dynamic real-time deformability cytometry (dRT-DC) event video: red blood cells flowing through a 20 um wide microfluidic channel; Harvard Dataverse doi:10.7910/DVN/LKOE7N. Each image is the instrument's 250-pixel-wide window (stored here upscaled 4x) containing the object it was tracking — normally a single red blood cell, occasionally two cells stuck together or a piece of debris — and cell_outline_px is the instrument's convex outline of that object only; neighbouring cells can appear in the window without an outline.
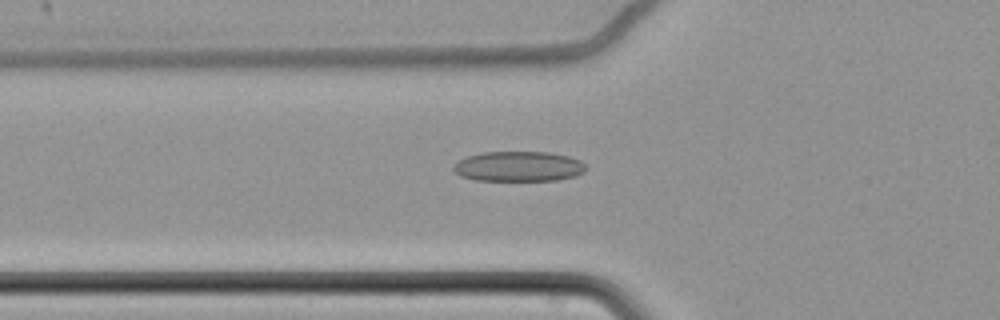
{"species": "common noctule bat (a hibernating species)", "species_latin": "Nyctalus noctula", "temperature_condition": "cold", "stored_images_in_passage": 63, "camera_frame_rate_fps": 3000, "um_per_image_px": 0.085, "animal": {"sex": "female", "body_mass_g": 22.7, "forearm_length_mm": 54.2}, "frame": {"image": 1, "passage_image": 25, "time_ms": 8.0, "image_size_px": [1000, 320], "cell_outline_px": [[584, 172], [576, 176], [556, 180], [476, 180], [460, 176], [452, 168], [460, 160], [468, 156], [484, 152], [548, 152], [568, 156], [580, 160], [584, 164]], "centroid_in_image_um": [44.09, 14.14], "position_along_channel_um": 81.7, "area_um2": 23.0}}
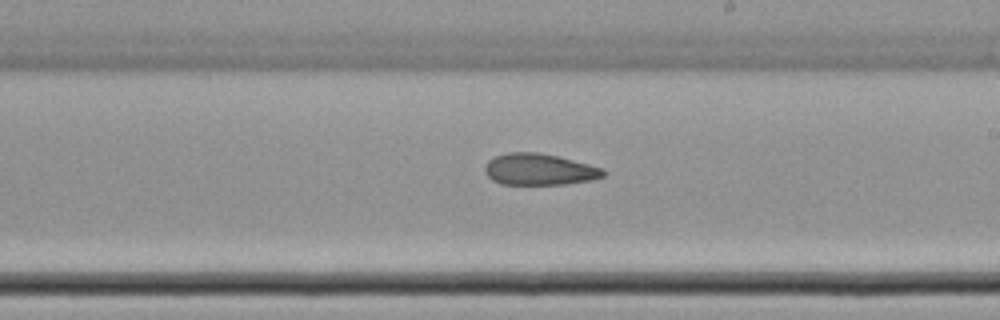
{"frame": {"image": 2, "passage_image": 39, "time_ms": 12.667, "image_size_px": [1000, 320], "cell_outline_px": [[608, 172], [604, 176], [592, 180], [564, 184], [500, 184], [492, 180], [484, 172], [484, 168], [488, 160], [496, 156], [508, 152], [536, 152], [556, 156], [604, 168]], "centroid_in_image_um": [45.84, 14.4], "position_along_channel_um": 243.2, "area_um2": 21.73}}
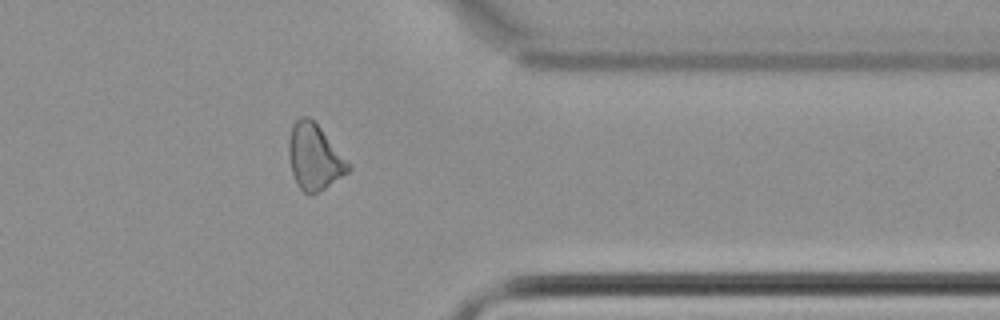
{"frame": {"image": 3, "passage_image": 52, "time_ms": 17.0, "image_size_px": [1000, 320], "cell_outline_px": [[352, 168], [348, 172], [312, 196], [308, 196], [296, 184], [292, 172], [288, 156], [288, 140], [292, 124], [300, 116], [308, 116], [320, 128]], "centroid_in_image_um": [26.67, 13.36], "position_along_channel_um": 384.7, "area_um2": 22.54}, "authors_computed_cell_mechanics": {"area_um2": 23.5824, "velocity_mm_per_s": 3.4663, "shape_relaxation_time_tau1_ms": null, "shape_relaxation_time_tau2_ms": 5.9078, "deformation_change_tau1": null, "deformation_change_tau2": 0.1364}}